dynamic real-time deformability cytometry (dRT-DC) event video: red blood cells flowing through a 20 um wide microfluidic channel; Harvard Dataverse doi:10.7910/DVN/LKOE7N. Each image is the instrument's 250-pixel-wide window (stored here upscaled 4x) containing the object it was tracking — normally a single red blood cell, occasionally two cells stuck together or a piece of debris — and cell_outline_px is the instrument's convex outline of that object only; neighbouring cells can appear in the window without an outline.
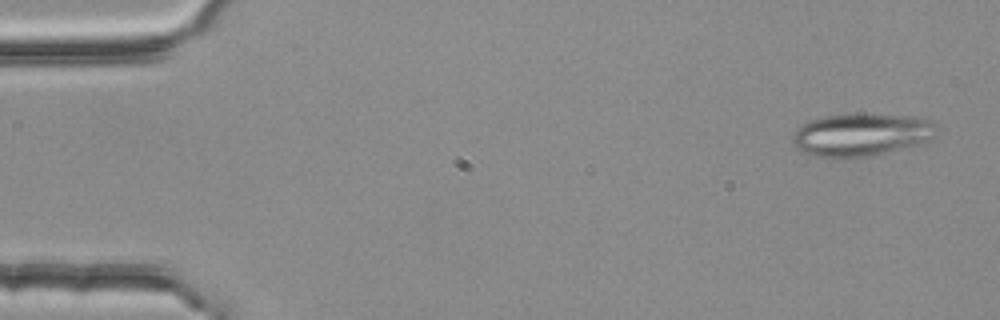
{"species": "common noctule bat (a hibernating species)", "species_latin": "Nyctalus noctula", "temperature_condition": "room temperature", "stored_images_in_passage": 4, "camera_frame_rate_fps": 3000, "um_per_image_px": 0.085, "animal": {"sex": "female", "body_mass_g": 25.1}, "frame": {"image": 1, "passage_image": 1, "time_ms": 0.0, "image_size_px": [1000, 320], "cell_outline_px": [[940, 128], [936, 136], [920, 144], [868, 156], [816, 156], [804, 152], [796, 148], [792, 140], [792, 136], [796, 128], [800, 124], [808, 120], [824, 116], [916, 116], [928, 120], [936, 124]], "centroid_in_image_um": [73.23, 11.45], "position_along_channel_um": 11.8, "area_um2": 34.97}}